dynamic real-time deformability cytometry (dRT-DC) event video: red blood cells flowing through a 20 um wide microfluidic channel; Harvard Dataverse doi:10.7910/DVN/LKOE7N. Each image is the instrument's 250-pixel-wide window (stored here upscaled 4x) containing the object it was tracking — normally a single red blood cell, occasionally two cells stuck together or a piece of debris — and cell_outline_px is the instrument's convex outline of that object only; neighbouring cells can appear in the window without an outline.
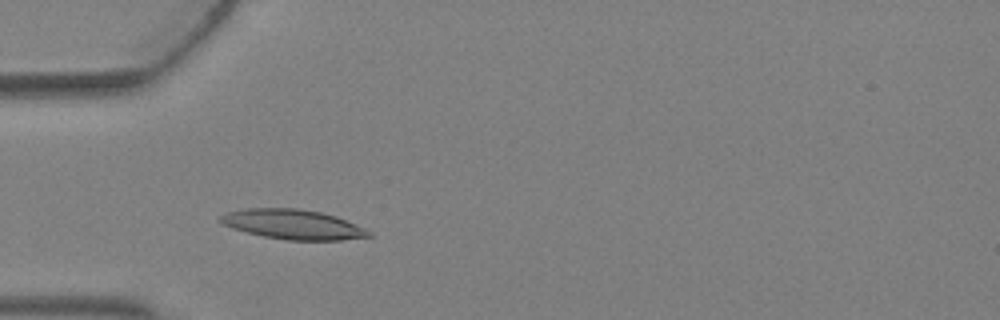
{"species": "Egyptian fruit bat (a non-hibernating species)", "species_latin": "Rousettus aegyptiacus", "temperature_condition": "warm", "stored_images_in_passage": 2, "camera_frame_rate_fps": 3000, "um_per_image_px": 0.085, "animal": {"sex": "female"}, "frame": {"image": 1, "passage_image": 2, "time_ms": 0.333, "image_size_px": [1000, 320], "cell_outline_px": [[376, 236], [340, 240], [288, 240], [264, 236], [232, 228], [224, 224], [220, 220], [220, 216], [228, 212], [248, 208], [296, 208], [320, 212], [336, 216], [364, 228], [372, 232]], "centroid_in_image_um": [24.95, 19.07], "position_along_channel_um": 60.0, "area_um2": 25.49}}